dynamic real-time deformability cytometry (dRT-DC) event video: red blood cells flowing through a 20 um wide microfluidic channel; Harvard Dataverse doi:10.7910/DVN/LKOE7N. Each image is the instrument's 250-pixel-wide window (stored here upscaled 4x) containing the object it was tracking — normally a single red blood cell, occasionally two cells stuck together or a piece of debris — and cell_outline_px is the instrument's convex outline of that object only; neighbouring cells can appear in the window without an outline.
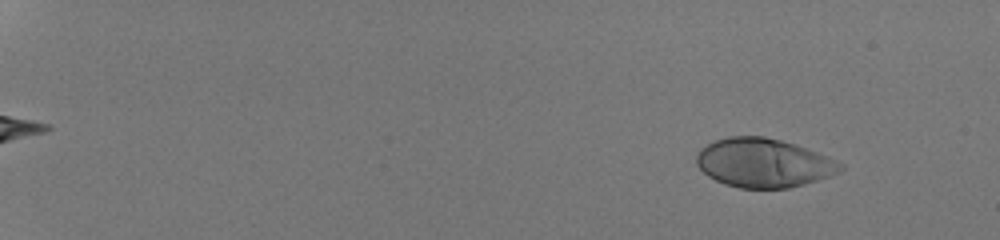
{"species": "human", "species_latin": "Homo sapiens", "temperature_condition": "room temperature", "stored_images_in_passage": 52, "camera_frame_rate_fps": 3000, "um_per_image_px": 0.085, "donor": {"sex": "male"}, "frame": {"image": 1, "passage_image": 6, "time_ms": 1.667, "image_size_px": [1000, 240], "cell_outline_px": [[844, 168], [840, 172], [804, 184], [788, 188], [740, 188], [724, 184], [708, 176], [696, 164], [696, 156], [700, 148], [716, 140], [728, 136], [764, 136], [780, 140], [828, 156], [844, 164]], "centroid_in_image_um": [64.89, 13.85], "position_along_channel_um": 20.1, "area_um2": 40.81}}
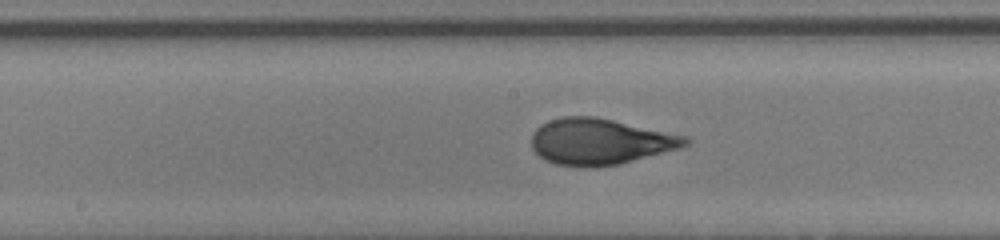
{"frame": {"image": 2, "passage_image": 32, "time_ms": 10.333, "image_size_px": [1000, 240], "cell_outline_px": [[692, 140], [688, 144], [680, 148], [620, 164], [580, 168], [556, 164], [544, 160], [532, 148], [532, 132], [540, 124], [548, 120], [564, 116], [596, 116], [688, 136]], "centroid_in_image_um": [51.0, 12.03], "position_along_channel_um": 197.2, "area_um2": 41.67}}
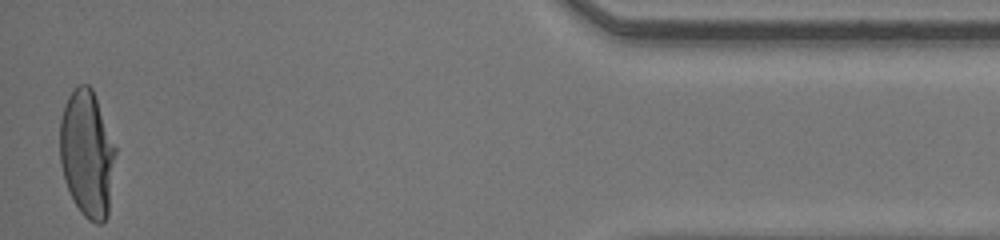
{"frame": {"image": 3, "passage_image": 52, "time_ms": 17.0, "image_size_px": [1000, 240], "cell_outline_px": [[116, 152], [108, 216], [100, 224], [96, 224], [88, 220], [80, 212], [64, 180], [60, 160], [60, 120], [64, 104], [68, 96], [80, 84], [88, 84], [92, 88], [116, 148]], "centroid_in_image_um": [7.4, 13.08], "position_along_channel_um": 427.8, "area_um2": 40.98}, "authors_computed_cell_mechanics": {"area_um2": 40.6912, "velocity_mm_per_s": 4.2798, "shape_relaxation_time_tau1_ms": 5.5612, "shape_relaxation_time_tau2_ms": null, "deformation_change_tau1": 0.2645, "deformation_change_tau2": null}}